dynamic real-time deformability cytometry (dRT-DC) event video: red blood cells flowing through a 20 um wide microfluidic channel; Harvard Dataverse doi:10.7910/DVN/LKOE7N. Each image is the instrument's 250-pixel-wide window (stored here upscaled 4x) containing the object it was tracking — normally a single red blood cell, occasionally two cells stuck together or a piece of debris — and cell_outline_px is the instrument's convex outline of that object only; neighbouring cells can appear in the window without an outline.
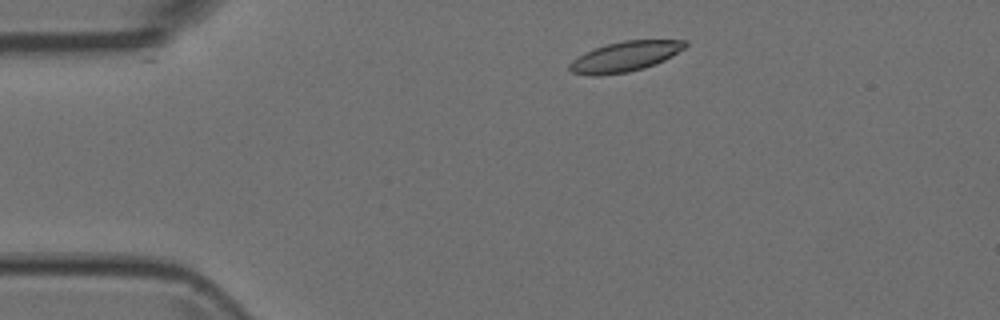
{"species": "Egyptian fruit bat (a non-hibernating species)", "species_latin": "Rousettus aegyptiacus", "temperature_condition": "room temperature", "stored_images_in_passage": 3, "camera_frame_rate_fps": 3000, "um_per_image_px": 0.085, "animal": {"sex": "female"}, "frame": {"image": 1, "passage_image": 1, "time_ms": 0.0, "image_size_px": [1000, 320], "cell_outline_px": [[688, 44], [684, 48], [672, 56], [664, 60], [644, 68], [628, 72], [596, 76], [592, 76], [572, 72], [568, 68], [568, 64], [572, 60], [584, 52], [608, 44], [624, 40], [688, 40]], "centroid_in_image_um": [53.11, 4.81], "position_along_channel_um": 31.9, "area_um2": 20.23}}
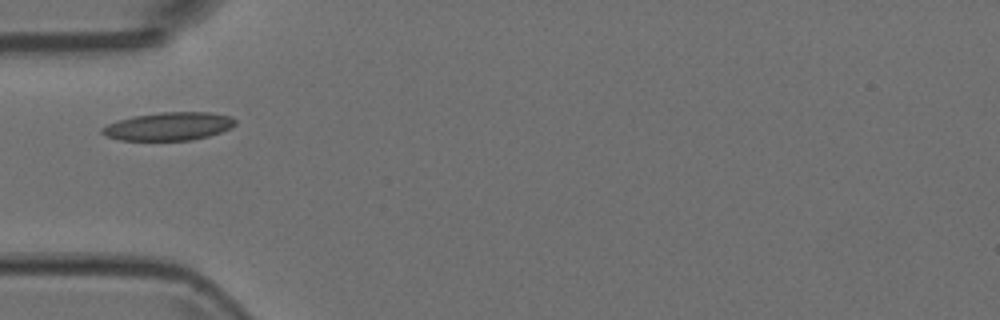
{"frame": {"image": 2, "passage_image": 3, "time_ms": 0.667, "image_size_px": [1000, 320], "cell_outline_px": [[236, 124], [232, 128], [208, 136], [192, 140], [120, 140], [108, 136], [100, 132], [100, 128], [108, 124], [132, 116], [160, 112], [208, 112], [232, 116], [236, 120]], "centroid_in_image_um": [14.37, 10.73], "position_along_channel_um": 70.6, "area_um2": 21.85}}